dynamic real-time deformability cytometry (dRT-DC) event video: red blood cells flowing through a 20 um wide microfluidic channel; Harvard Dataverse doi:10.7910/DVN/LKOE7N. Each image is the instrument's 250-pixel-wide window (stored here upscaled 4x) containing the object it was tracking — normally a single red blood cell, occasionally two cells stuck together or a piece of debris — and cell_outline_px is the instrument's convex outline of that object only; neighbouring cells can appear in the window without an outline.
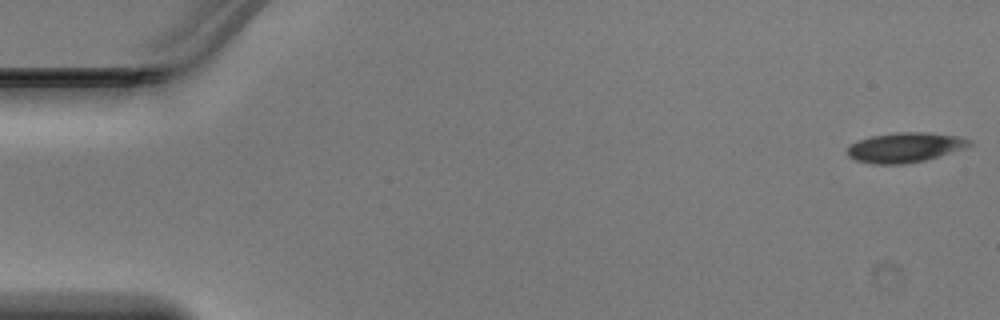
{"species": "Egyptian fruit bat (a non-hibernating species)", "species_latin": "Rousettus aegyptiacus", "temperature_condition": "warm", "stored_images_in_passage": 11, "camera_frame_rate_fps": 3000, "um_per_image_px": 0.085, "animal": {"sex": "male"}, "frame": {"image": 1, "passage_image": 1, "time_ms": 0.0, "image_size_px": [1000, 320], "cell_outline_px": [[972, 144], [940, 156], [924, 160], [900, 164], [876, 164], [856, 160], [848, 156], [848, 144], [872, 136], [896, 132], [928, 132], [956, 136], [972, 140]], "centroid_in_image_um": [76.9, 12.52], "position_along_channel_um": 8.1, "area_um2": 20.92}}